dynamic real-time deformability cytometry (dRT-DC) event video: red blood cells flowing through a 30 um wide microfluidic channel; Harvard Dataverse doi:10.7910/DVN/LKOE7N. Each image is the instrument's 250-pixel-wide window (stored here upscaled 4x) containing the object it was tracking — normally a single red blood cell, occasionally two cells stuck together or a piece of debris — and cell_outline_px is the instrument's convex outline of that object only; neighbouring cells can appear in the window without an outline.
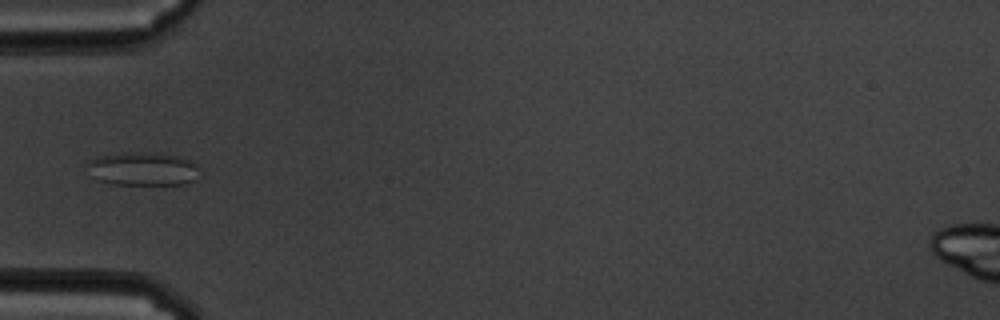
{"species": "common noctule bat (a hibernating species)", "species_latin": "Nyctalus noctula", "temperature_condition": "cold", "stored_images_in_passage": 41, "camera_frame_rate_fps": 3000, "um_per_image_px": 0.085, "animal": {"sex": "male", "body_mass_g": 19.5, "forearm_length_mm": 54.6}, "frame": {"image": 1, "passage_image": 1, "time_ms": 0.0, "image_size_px": [1000, 320], "cell_outline_px": [[196, 180], [188, 184], [112, 184], [96, 180], [88, 176], [84, 164], [88, 160], [96, 156], [128, 152], [156, 152], [176, 156], [192, 160], [196, 164]], "centroid_in_image_um": [12.03, 14.35], "position_along_channel_um": 73.0, "area_um2": 22.43}}
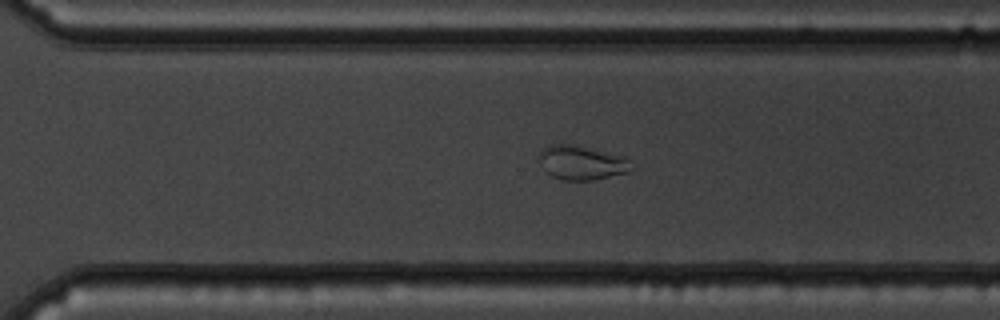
{"frame": {"image": 2, "passage_image": 23, "time_ms": 7.333, "image_size_px": [1000, 320], "cell_outline_px": [[632, 172], [592, 180], [564, 180], [552, 176], [544, 172], [540, 160], [540, 152], [544, 148], [552, 144], [576, 144], [628, 156]], "centroid_in_image_um": [49.49, 13.82], "position_along_channel_um": 321.1, "area_um2": 18.73}}
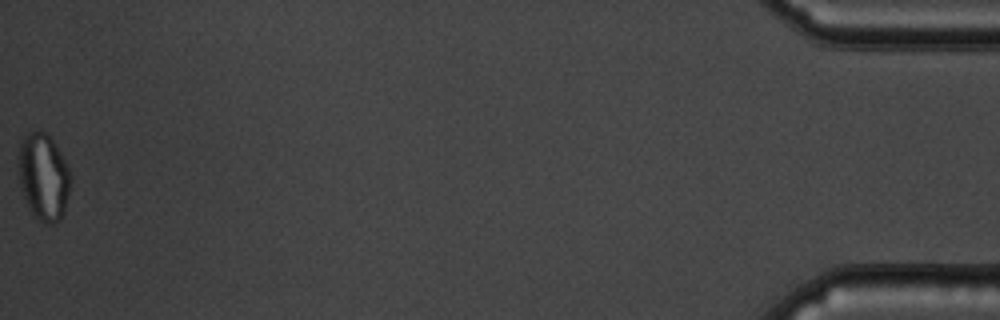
{"frame": {"image": 3, "passage_image": 41, "time_ms": 13.333, "image_size_px": [1000, 320], "cell_outline_px": [[72, 180], [64, 212], [60, 220], [52, 224], [48, 224], [40, 220], [32, 212], [20, 188], [20, 140], [28, 132], [44, 132], [52, 140], [60, 152], [72, 176]], "centroid_in_image_um": [3.73, 15.05], "position_along_channel_um": 431.5, "area_um2": 25.89}}